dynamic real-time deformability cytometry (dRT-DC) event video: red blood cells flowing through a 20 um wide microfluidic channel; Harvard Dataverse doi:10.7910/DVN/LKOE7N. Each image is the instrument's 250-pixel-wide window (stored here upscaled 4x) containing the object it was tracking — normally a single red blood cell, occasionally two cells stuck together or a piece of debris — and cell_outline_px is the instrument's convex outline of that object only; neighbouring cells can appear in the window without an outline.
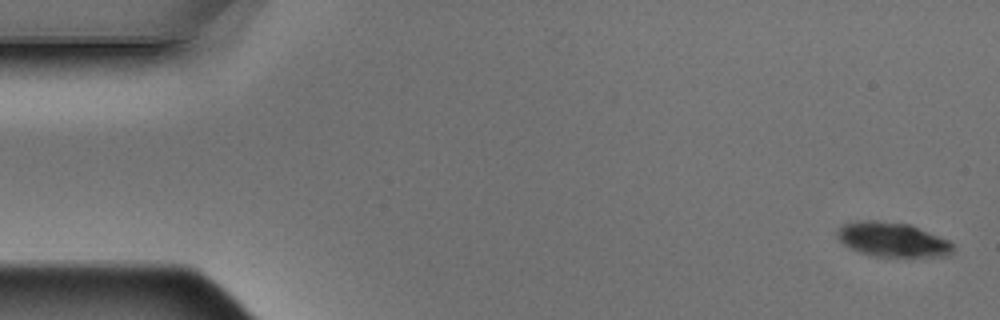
{"species": "Egyptian fruit bat (a non-hibernating species)", "species_latin": "Rousettus aegyptiacus", "temperature_condition": "warm", "stored_images_in_passage": 6, "camera_frame_rate_fps": 3000, "um_per_image_px": 0.085, "animal": {"sex": "male"}, "frame": {"image": 1, "passage_image": 1, "time_ms": 0.0, "image_size_px": [1000, 320], "cell_outline_px": [[952, 252], [944, 256], [912, 260], [872, 256], [860, 252], [844, 244], [836, 236], [836, 232], [840, 224], [856, 220], [876, 220], [912, 224], [948, 240], [952, 244]], "centroid_in_image_um": [75.87, 20.4], "position_along_channel_um": 9.1, "area_um2": 24.33}}
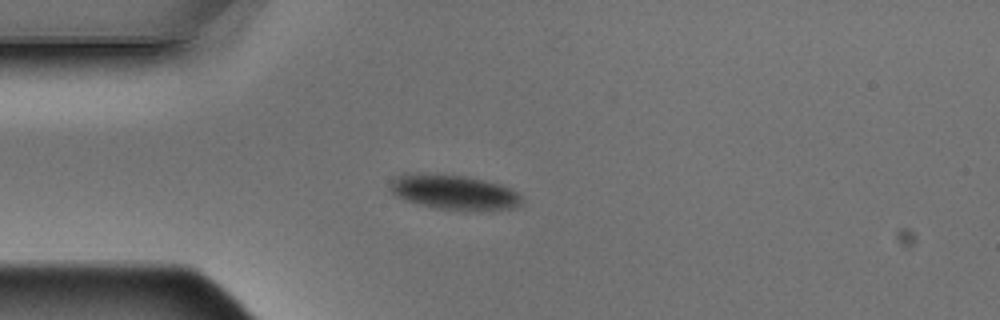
{"frame": {"image": 2, "passage_image": 4, "time_ms": 1.0, "image_size_px": [1000, 320], "cell_outline_px": [[524, 200], [516, 208], [480, 212], [464, 212], [432, 208], [404, 200], [396, 196], [388, 188], [388, 180], [404, 172], [420, 172], [464, 176], [484, 180], [500, 184], [516, 192]], "centroid_in_image_um": [38.53, 16.36], "position_along_channel_um": 46.5, "area_um2": 27.92}}
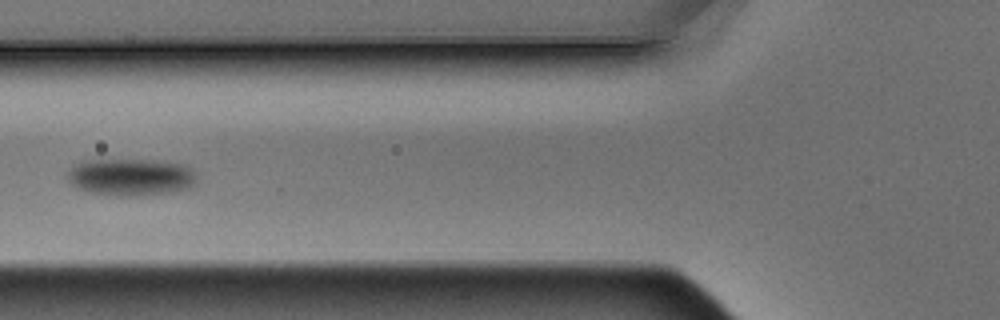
{"frame": {"image": 3, "passage_image": 6, "time_ms": 1.667, "image_size_px": [1000, 320], "cell_outline_px": [[196, 184], [188, 188], [172, 192], [128, 196], [116, 196], [92, 192], [80, 188], [72, 184], [68, 180], [68, 172], [80, 160], [152, 160], [180, 164], [192, 168], [196, 172]], "centroid_in_image_um": [11.15, 15.04], "position_along_channel_um": 114.6, "area_um2": 27.8}}